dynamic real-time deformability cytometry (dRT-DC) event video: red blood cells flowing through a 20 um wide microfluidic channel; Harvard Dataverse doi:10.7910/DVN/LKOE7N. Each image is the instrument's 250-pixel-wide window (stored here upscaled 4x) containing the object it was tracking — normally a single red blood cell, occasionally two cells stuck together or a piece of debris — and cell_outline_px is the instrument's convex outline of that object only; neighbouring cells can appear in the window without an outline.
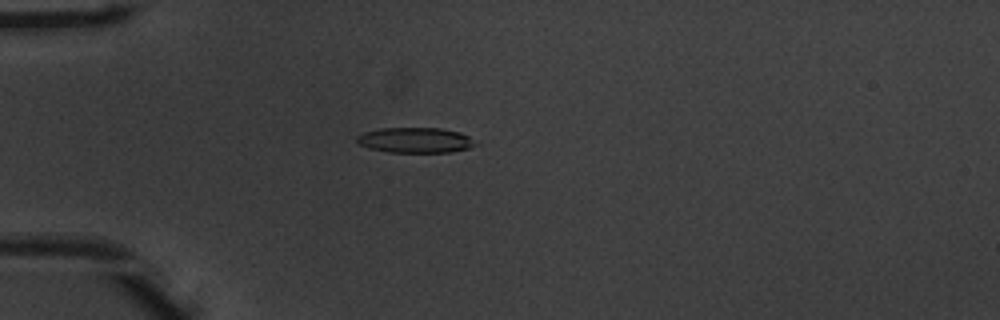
{"species": "common noctule bat (a hibernating species)", "species_latin": "Nyctalus noctula", "temperature_condition": "warm", "stored_images_in_passage": 33, "camera_frame_rate_fps": 3000, "um_per_image_px": 0.085, "animal": {"sex": "male", "body_mass_g": 20.1, "forearm_length_mm": 53.5}, "frame": {"image": 1, "passage_image": 1, "time_ms": 0.0, "image_size_px": [1000, 320], "cell_outline_px": [[480, 144], [468, 148], [452, 152], [388, 152], [368, 148], [360, 144], [356, 140], [356, 136], [364, 132], [380, 128], [440, 128], [460, 132], [468, 136]], "centroid_in_image_um": [35.31, 11.91], "position_along_channel_um": 49.7, "area_um2": 17.57}}
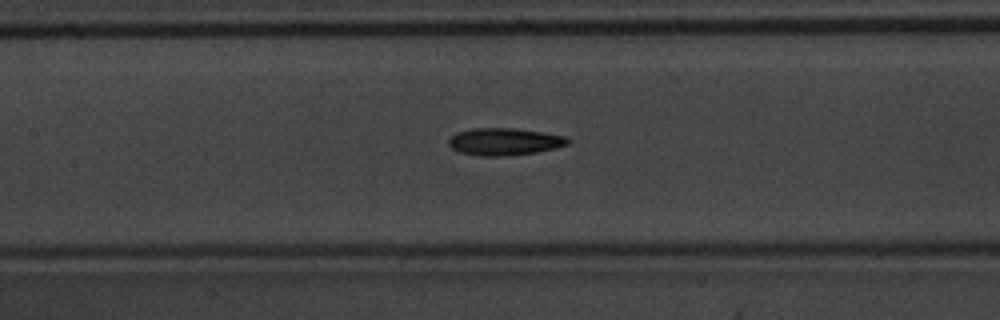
{"frame": {"image": 2, "passage_image": 11, "time_ms": 3.333, "image_size_px": [1000, 320], "cell_outline_px": [[572, 140], [568, 144], [556, 148], [536, 152], [504, 156], [480, 156], [460, 152], [452, 148], [448, 144], [448, 140], [456, 132], [472, 128], [516, 128], [564, 136]], "centroid_in_image_um": [42.86, 12.04], "position_along_channel_um": 164.5, "area_um2": 18.9}}
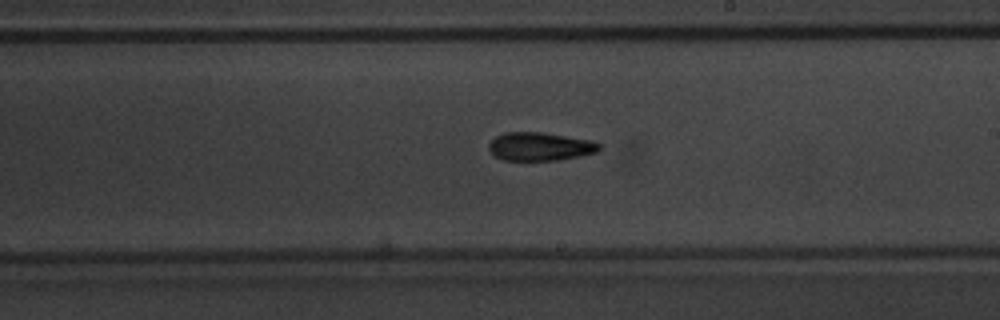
{"frame": {"image": 3, "passage_image": 17, "time_ms": 5.333, "image_size_px": [1000, 320], "cell_outline_px": [[600, 148], [596, 152], [580, 156], [556, 160], [504, 160], [496, 156], [488, 148], [488, 144], [496, 136], [504, 132], [540, 132], [592, 140], [600, 144]], "centroid_in_image_um": [45.89, 12.45], "position_along_channel_um": 243.1, "area_um2": 18.09}, "authors_computed_cell_mechanics": {"area_um2": 17.8602, "velocity_mm_per_s": 3.9386, "shape_relaxation_time_tau1_ms": 3.3664, "shape_relaxation_time_tau2_ms": 10.2068, "deformation_change_tau1": 0.1323, "deformation_change_tau2": 0.2464}}